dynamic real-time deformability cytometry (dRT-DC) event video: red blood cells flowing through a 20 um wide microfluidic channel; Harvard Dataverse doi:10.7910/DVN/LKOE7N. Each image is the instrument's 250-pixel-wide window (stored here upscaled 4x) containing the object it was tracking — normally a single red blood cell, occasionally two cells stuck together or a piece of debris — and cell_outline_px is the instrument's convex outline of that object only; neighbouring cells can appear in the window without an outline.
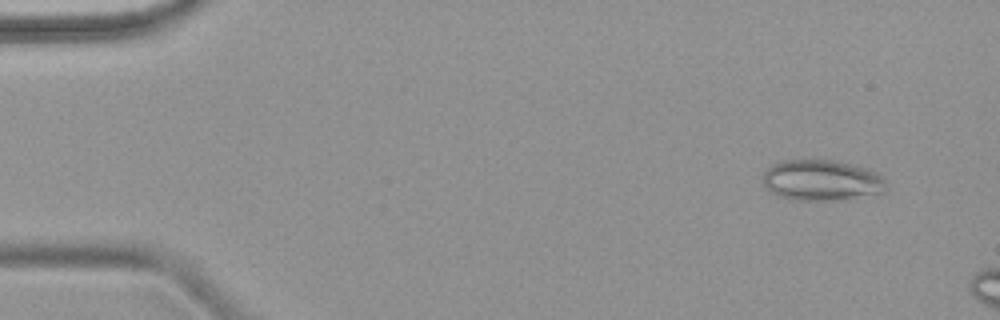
{"species": "common noctule bat (a hibernating species)", "species_latin": "Nyctalus noctula", "temperature_condition": "warm", "stored_images_in_passage": 3, "camera_frame_rate_fps": 3000, "um_per_image_px": 0.085, "animal": {"sex": "female", "body_mass_g": 18.4}, "frame": {"image": 1, "passage_image": 1, "time_ms": 0.0, "image_size_px": [1000, 320], "cell_outline_px": [[884, 192], [840, 200], [792, 200], [776, 196], [764, 184], [764, 172], [772, 164], [784, 160], [832, 160], [868, 168], [876, 172], [884, 180]], "centroid_in_image_um": [69.81, 15.33], "position_along_channel_um": 15.2, "area_um2": 29.13}}